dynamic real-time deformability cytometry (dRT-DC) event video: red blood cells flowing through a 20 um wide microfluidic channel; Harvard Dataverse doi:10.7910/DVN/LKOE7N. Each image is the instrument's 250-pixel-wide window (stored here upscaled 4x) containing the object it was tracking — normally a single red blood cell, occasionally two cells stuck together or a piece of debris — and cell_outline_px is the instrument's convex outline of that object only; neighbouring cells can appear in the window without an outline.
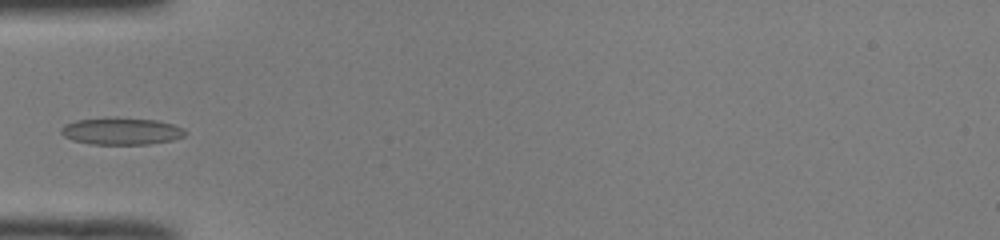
{"species": "common noctule bat (a hibernating species)", "species_latin": "Nyctalus noctula", "temperature_condition": "room temperature", "stored_images_in_passage": 34, "camera_frame_rate_fps": 3000, "um_per_image_px": 0.085, "animal": {"sex": "male", "body_mass_g": 19.0, "forearm_length_mm": 50.8}, "frame": {"image": 1, "passage_image": 1, "time_ms": 0.0, "image_size_px": [1000, 240], "cell_outline_px": [[188, 132], [184, 136], [172, 140], [148, 144], [92, 144], [72, 140], [64, 136], [60, 132], [60, 128], [64, 124], [76, 120], [104, 116], [116, 116], [156, 120], [172, 124], [184, 128]], "centroid_in_image_um": [10.29, 11.12], "position_along_channel_um": 74.7, "area_um2": 20.06}}
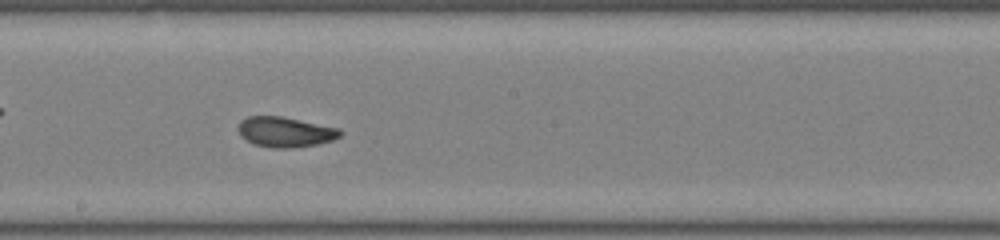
{"frame": {"image": 2, "passage_image": 12, "time_ms": 3.667, "image_size_px": [1000, 240], "cell_outline_px": [[344, 132], [340, 136], [332, 140], [316, 144], [292, 148], [272, 148], [256, 144], [240, 136], [240, 120], [248, 116], [280, 116], [340, 128]], "centroid_in_image_um": [24.28, 11.21], "position_along_channel_um": 223.9, "area_um2": 17.74}}
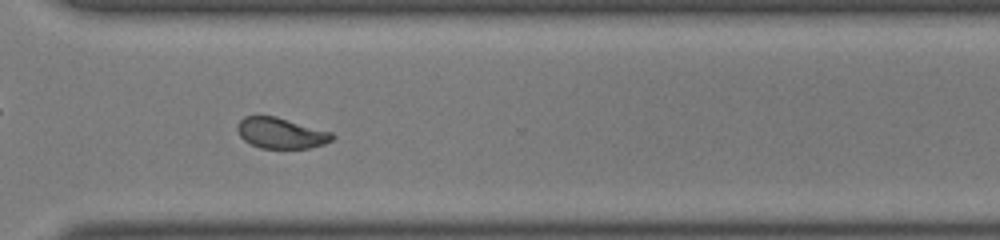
{"frame": {"image": 3, "passage_image": 21, "time_ms": 6.667, "image_size_px": [1000, 240], "cell_outline_px": [[336, 136], [332, 140], [324, 144], [308, 148], [260, 148], [244, 140], [240, 136], [236, 128], [236, 124], [244, 116], [276, 116], [332, 132]], "centroid_in_image_um": [23.88, 11.31], "position_along_channel_um": 346.7, "area_um2": 17.05}}